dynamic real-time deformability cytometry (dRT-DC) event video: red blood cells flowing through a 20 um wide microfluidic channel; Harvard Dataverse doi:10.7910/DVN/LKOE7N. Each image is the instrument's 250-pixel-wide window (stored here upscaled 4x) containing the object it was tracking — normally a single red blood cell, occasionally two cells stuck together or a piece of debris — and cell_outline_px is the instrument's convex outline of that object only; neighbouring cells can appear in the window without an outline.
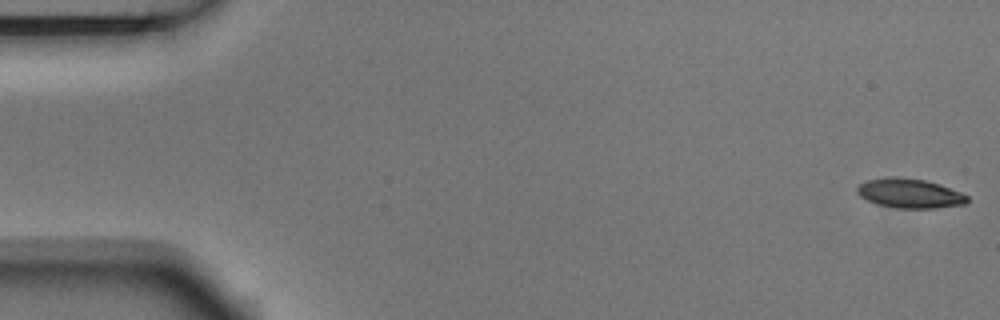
{"species": "Egyptian fruit bat (a non-hibernating species)", "species_latin": "Rousettus aegyptiacus", "temperature_condition": "room temperature", "stored_images_in_passage": 5, "segment_of_instrument_passage": [1, 2], "camera_frame_rate_fps": 3000, "um_per_image_px": 0.085, "animal": {"sex": "male"}, "frame": {"image": 1, "passage_image": 1, "time_ms": 0.0, "image_size_px": [1000, 320], "cell_outline_px": [[968, 200], [964, 204], [936, 208], [896, 208], [876, 204], [860, 196], [856, 192], [856, 188], [860, 184], [868, 180], [888, 176], [896, 176], [924, 180], [940, 184], [960, 192], [968, 196]], "centroid_in_image_um": [77.3, 16.43], "position_along_channel_um": 7.7, "area_um2": 18.9}}